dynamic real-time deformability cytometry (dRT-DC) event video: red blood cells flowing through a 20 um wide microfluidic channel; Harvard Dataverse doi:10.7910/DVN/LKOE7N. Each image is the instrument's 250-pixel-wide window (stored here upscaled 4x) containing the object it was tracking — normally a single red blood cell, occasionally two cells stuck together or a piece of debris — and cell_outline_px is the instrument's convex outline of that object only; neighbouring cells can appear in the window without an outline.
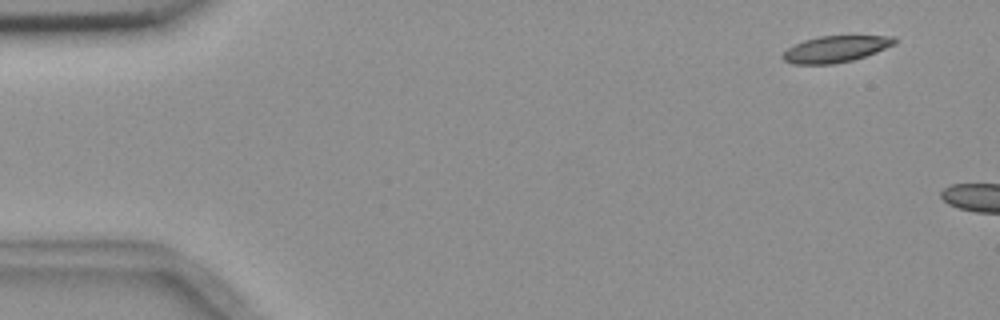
{"species": "common noctule bat (a hibernating species)", "species_latin": "Nyctalus noctula", "temperature_condition": "room temperature", "stored_images_in_passage": 2, "camera_frame_rate_fps": 3000, "um_per_image_px": 0.085, "animal": {"sex": "female", "body_mass_g": 18.4}, "frame": {"image": 1, "passage_image": 1, "time_ms": 0.0, "image_size_px": [1000, 320], "cell_outline_px": [[896, 44], [876, 52], [852, 60], [832, 64], [792, 64], [784, 60], [780, 56], [788, 48], [804, 40], [820, 36], [896, 36]], "centroid_in_image_um": [71.03, 4.17], "position_along_channel_um": 14.0, "area_um2": 17.11}}